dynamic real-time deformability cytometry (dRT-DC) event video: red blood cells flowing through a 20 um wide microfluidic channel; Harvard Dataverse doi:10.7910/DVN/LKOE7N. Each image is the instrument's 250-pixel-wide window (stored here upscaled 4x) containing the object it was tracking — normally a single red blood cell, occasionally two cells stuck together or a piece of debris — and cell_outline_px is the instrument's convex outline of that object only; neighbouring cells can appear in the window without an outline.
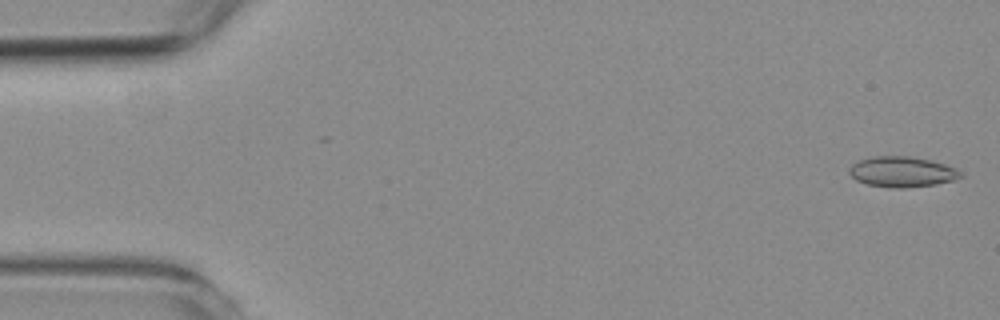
{"species": "common noctule bat (a hibernating species)", "species_latin": "Nyctalus noctula", "temperature_condition": "room temperature", "stored_images_in_passage": 58, "camera_frame_rate_fps": 3000, "um_per_image_px": 0.085, "animal": {"sex": "female", "body_mass_g": 19.3, "forearm_length_mm": 54.1}, "frame": {"image": 1, "passage_image": 2, "time_ms": 0.333, "image_size_px": [1000, 320], "cell_outline_px": [[964, 176], [952, 180], [936, 184], [904, 188], [892, 188], [868, 184], [856, 180], [848, 172], [848, 168], [852, 164], [860, 160], [872, 156], [912, 156], [932, 160], [956, 168], [964, 172]], "centroid_in_image_um": [76.7, 14.59], "position_along_channel_um": 8.3, "area_um2": 19.94}}
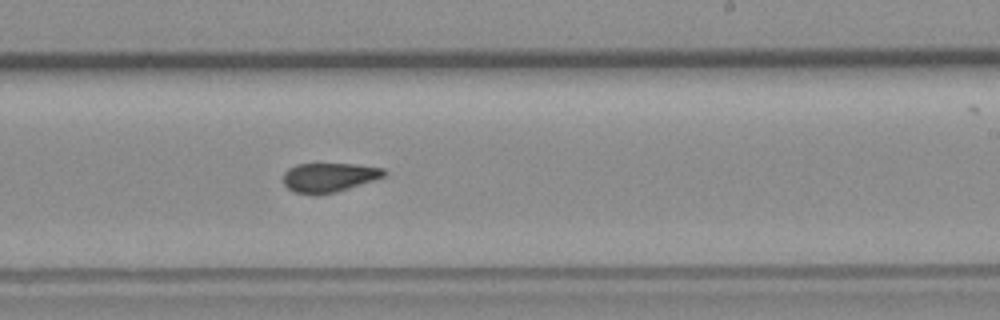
{"frame": {"image": 2, "passage_image": 35, "time_ms": 11.333, "image_size_px": [1000, 320], "cell_outline_px": [[388, 176], [336, 192], [320, 196], [292, 192], [284, 184], [284, 172], [288, 168], [296, 164], [356, 164], [384, 168], [388, 172]], "centroid_in_image_um": [28.0, 15.09], "position_along_channel_um": 261.0, "area_um2": 17.57}}
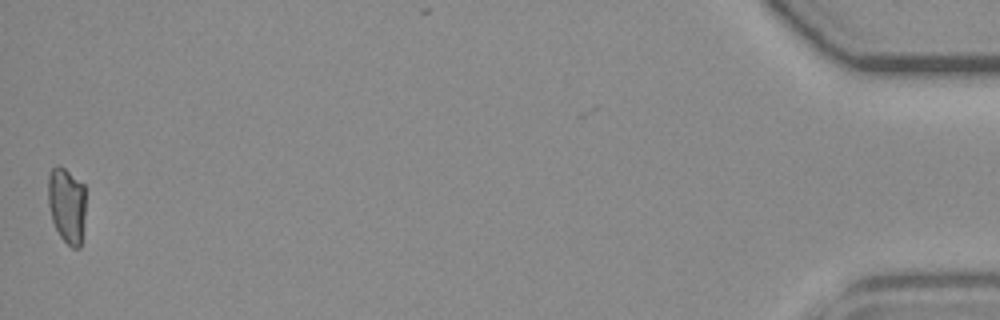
{"frame": {"image": 3, "passage_image": 58, "time_ms": 19.0, "image_size_px": [1000, 320], "cell_outline_px": [[84, 216], [80, 248], [72, 248], [60, 236], [52, 220], [48, 204], [48, 176], [52, 168], [56, 164], [60, 164], [84, 184]], "centroid_in_image_um": [5.66, 17.39], "position_along_channel_um": 429.5, "area_um2": 16.65}, "authors_computed_cell_mechanics": {"area_um2": 18.207, "velocity_mm_per_s": 3.5388, "shape_relaxation_time_tau1_ms": null, "shape_relaxation_time_tau2_ms": 2.4491, "deformation_change_tau1": null, "deformation_change_tau2": 0.0744}}